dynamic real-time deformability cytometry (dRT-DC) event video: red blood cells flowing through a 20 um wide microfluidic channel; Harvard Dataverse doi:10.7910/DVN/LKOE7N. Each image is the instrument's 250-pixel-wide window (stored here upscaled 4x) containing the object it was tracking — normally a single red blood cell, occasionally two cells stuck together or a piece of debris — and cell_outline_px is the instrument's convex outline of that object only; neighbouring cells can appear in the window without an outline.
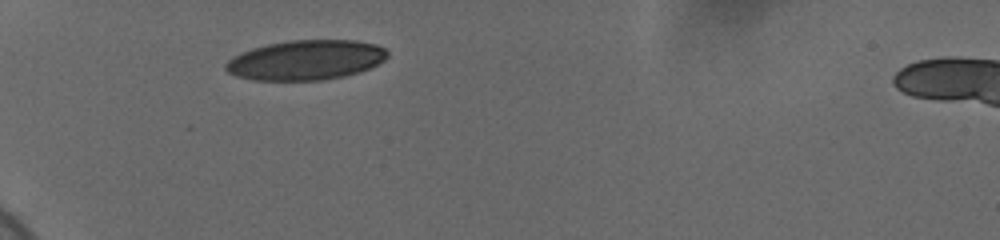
{"species": "human", "species_latin": "Homo sapiens", "temperature_condition": "cold", "stored_images_in_passage": 32, "camera_frame_rate_fps": 3000, "um_per_image_px": 0.085, "donor": {"sex": "female"}, "frame": {"image": 1, "passage_image": 1, "time_ms": 0.0, "image_size_px": [1000, 240], "cell_outline_px": [[388, 56], [384, 60], [360, 72], [344, 76], [324, 80], [252, 80], [236, 76], [228, 72], [224, 68], [224, 64], [232, 56], [240, 52], [252, 48], [268, 44], [288, 40], [356, 40], [376, 44], [384, 48], [388, 52]], "centroid_in_image_um": [25.97, 5.1], "position_along_channel_um": 59.0, "area_um2": 37.74}}
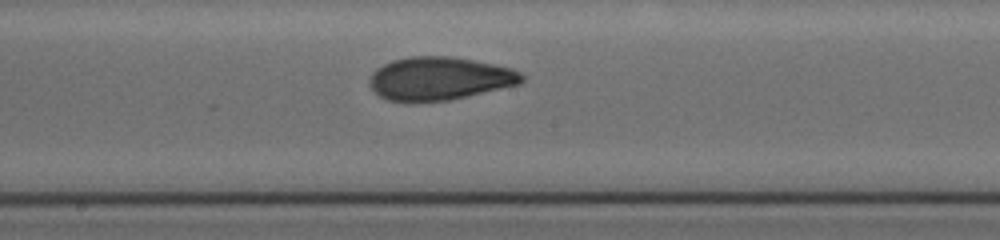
{"frame": {"image": 2, "passage_image": 15, "time_ms": 4.667, "image_size_px": [1000, 240], "cell_outline_px": [[524, 80], [520, 84], [448, 100], [408, 104], [388, 100], [380, 96], [368, 84], [368, 80], [372, 72], [376, 68], [392, 60], [412, 56], [452, 56], [512, 68], [520, 72], [524, 76]], "centroid_in_image_um": [37.31, 6.69], "position_along_channel_um": 210.9, "area_um2": 38.67}}
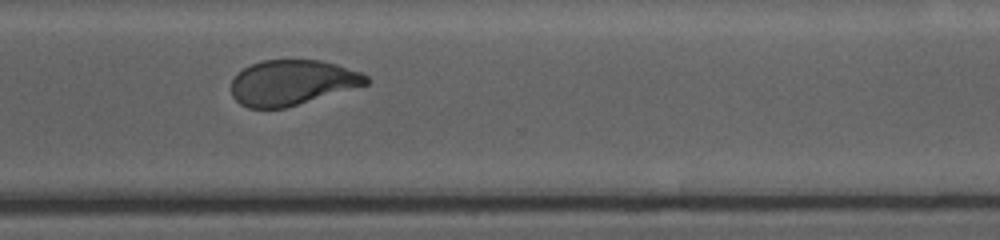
{"frame": {"image": 3, "passage_image": 26, "time_ms": 8.333, "image_size_px": [1000, 240], "cell_outline_px": [[368, 84], [284, 108], [248, 108], [240, 104], [232, 96], [232, 80], [236, 72], [260, 60], [320, 60], [336, 64], [360, 72], [368, 76]], "centroid_in_image_um": [24.79, 7.01], "position_along_channel_um": 345.8, "area_um2": 35.37}, "authors_computed_cell_mechanics": {"area_um2": 38.6682, "velocity_mm_per_s": 3.6955, "shape_relaxation_time_tau1_ms": 3.6984, "shape_relaxation_time_tau2_ms": 1.6427, "deformation_change_tau1": 0.1437, "deformation_change_tau2": 0.0737}}